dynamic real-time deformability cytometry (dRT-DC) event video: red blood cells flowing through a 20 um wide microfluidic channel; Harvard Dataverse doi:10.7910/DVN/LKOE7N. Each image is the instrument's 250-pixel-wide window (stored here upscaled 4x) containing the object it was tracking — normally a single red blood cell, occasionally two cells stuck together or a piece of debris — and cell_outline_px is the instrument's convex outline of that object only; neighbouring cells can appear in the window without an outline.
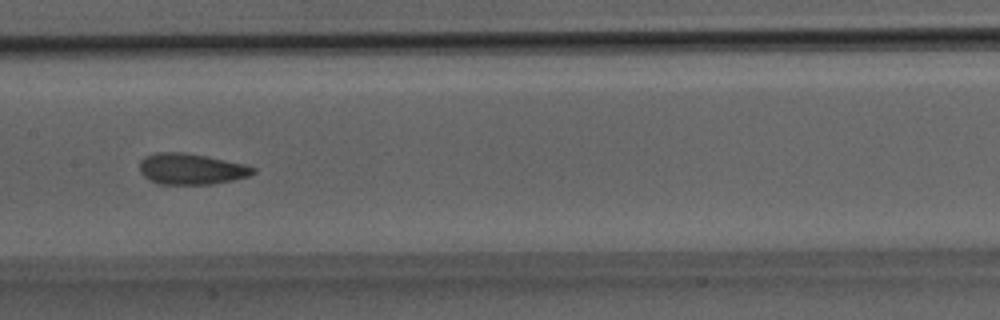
{"species": "Egyptian fruit bat (a non-hibernating species)", "species_latin": "Rousettus aegyptiacus", "temperature_condition": "room temperature", "stored_images_in_passage": 22, "camera_frame_rate_fps": 3000, "um_per_image_px": 0.085, "animal": {"sex": "male"}, "frame": {"image": 1, "passage_image": 17, "time_ms": 5.333, "image_size_px": [1000, 320], "cell_outline_px": [[256, 172], [248, 176], [232, 180], [212, 184], [160, 184], [144, 176], [140, 172], [140, 160], [144, 156], [156, 152], [184, 152], [244, 164], [256, 168]], "centroid_in_image_um": [16.23, 14.36], "position_along_channel_um": 191.2, "area_um2": 20.35}}
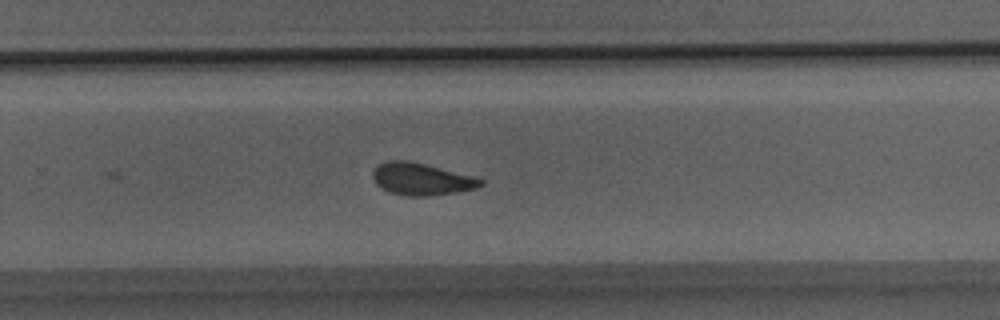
{"frame": {"image": 2, "passage_image": 22, "time_ms": 7.0, "image_size_px": [1000, 320], "cell_outline_px": [[484, 184], [476, 188], [460, 192], [428, 196], [408, 196], [388, 192], [380, 188], [372, 180], [372, 172], [376, 164], [388, 160], [404, 160], [424, 164], [472, 176], [484, 180]], "centroid_in_image_um": [35.76, 15.23], "position_along_channel_um": 294.0, "area_um2": 20.35}}